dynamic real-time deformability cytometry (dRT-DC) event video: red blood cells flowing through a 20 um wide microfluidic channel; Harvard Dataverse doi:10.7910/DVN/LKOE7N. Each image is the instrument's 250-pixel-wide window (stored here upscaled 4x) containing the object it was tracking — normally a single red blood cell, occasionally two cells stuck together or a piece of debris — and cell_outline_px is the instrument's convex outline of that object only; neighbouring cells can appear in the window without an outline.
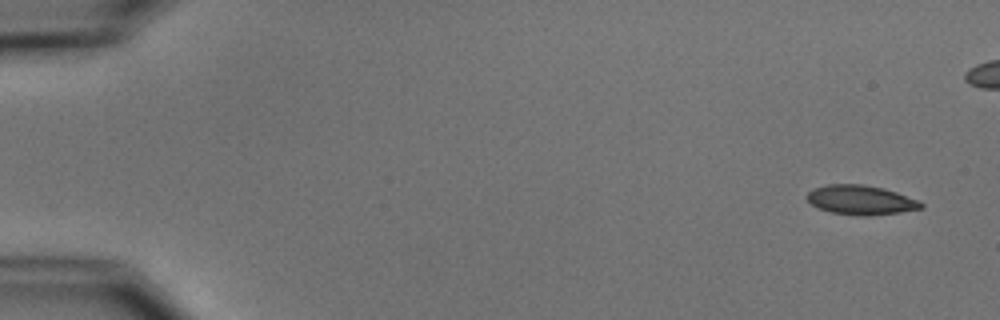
{"species": "common noctule bat (a hibernating species)", "species_latin": "Nyctalus noctula", "temperature_condition": "cold", "stored_images_in_passage": 6, "camera_frame_rate_fps": 3000, "um_per_image_px": 0.085, "animal": {"sex": "male", "body_mass_g": 15.6}, "frame": {"image": 1, "passage_image": 1, "time_ms": 0.0, "image_size_px": [1000, 320], "cell_outline_px": [[924, 208], [900, 212], [868, 216], [860, 216], [832, 212], [820, 208], [812, 204], [804, 196], [808, 192], [816, 188], [828, 184], [864, 184], [884, 188], [920, 200], [924, 204]], "centroid_in_image_um": [73.21, 16.99], "position_along_channel_um": 11.8, "area_um2": 19.59}}
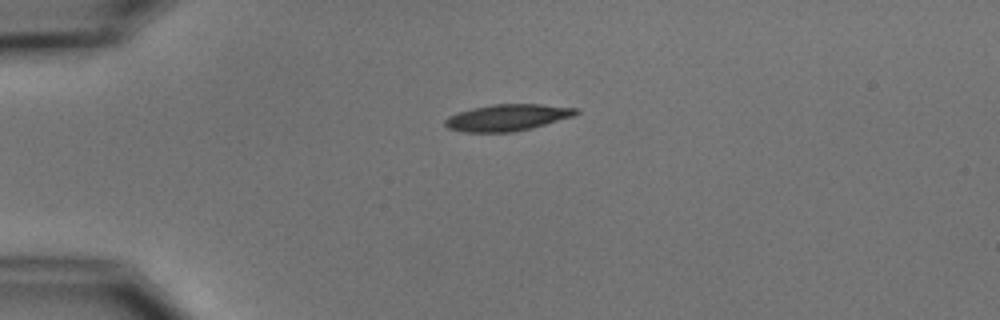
{"frame": {"image": 2, "passage_image": 6, "time_ms": 6.0, "image_size_px": [1000, 320], "cell_outline_px": [[580, 112], [572, 116], [532, 128], [512, 132], [464, 132], [448, 128], [444, 124], [444, 120], [448, 116], [472, 108], [492, 104], [540, 104], [580, 108]], "centroid_in_image_um": [43.13, 9.98], "position_along_channel_um": 41.9, "area_um2": 20.23}}